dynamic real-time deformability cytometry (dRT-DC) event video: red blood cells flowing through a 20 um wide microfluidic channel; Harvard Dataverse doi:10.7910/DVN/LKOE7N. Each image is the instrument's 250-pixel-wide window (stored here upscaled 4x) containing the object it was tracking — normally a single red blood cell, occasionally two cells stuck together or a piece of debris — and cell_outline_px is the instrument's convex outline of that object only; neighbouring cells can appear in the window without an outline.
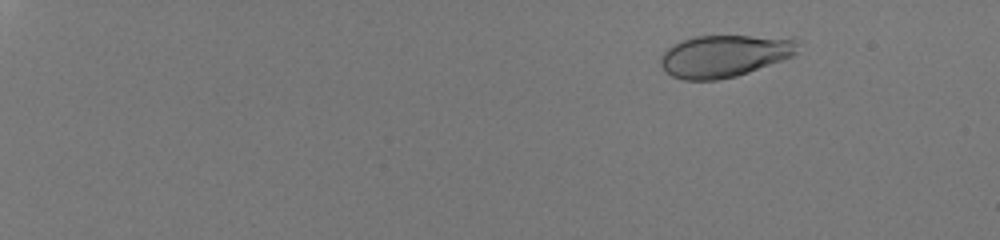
{"species": "human", "species_latin": "Homo sapiens", "temperature_condition": "room temperature", "stored_images_in_passage": 50, "camera_frame_rate_fps": 3000, "um_per_image_px": 0.085, "donor": {"sex": "male"}, "frame": {"image": 1, "passage_image": 2, "time_ms": 0.333, "image_size_px": [1000, 240], "cell_outline_px": [[768, 60], [744, 72], [732, 76], [700, 80], [696, 80], [676, 76], [672, 72], [664, 60], [668, 52], [680, 44], [692, 40], [708, 36], [740, 36], [764, 40]], "centroid_in_image_um": [60.86, 4.85], "position_along_channel_um": 24.1, "area_um2": 25.26}}
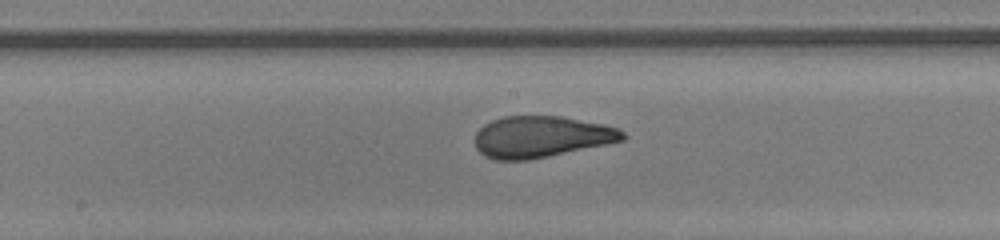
{"frame": {"image": 2, "passage_image": 29, "time_ms": 9.333, "image_size_px": [1000, 240], "cell_outline_px": [[624, 136], [616, 140], [540, 156], [492, 156], [484, 152], [476, 144], [476, 136], [488, 124], [500, 120], [520, 116], [544, 116], [592, 124], [612, 128], [620, 132]], "centroid_in_image_um": [45.95, 11.58], "position_along_channel_um": 202.3, "area_um2": 30.58}}
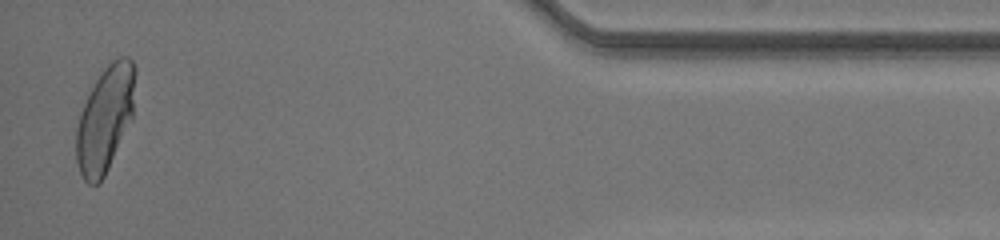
{"frame": {"image": 3, "passage_image": 49, "time_ms": 16.0, "image_size_px": [1000, 240], "cell_outline_px": [[132, 104], [108, 164], [100, 180], [96, 184], [84, 176], [80, 168], [80, 120], [84, 108], [96, 84], [104, 72], [112, 64], [132, 64]], "centroid_in_image_um": [8.9, 10.17], "position_along_channel_um": 426.3, "area_um2": 29.71}, "authors_computed_cell_mechanics": {"area_um2": 30.5762, "velocity_mm_per_s": 4.0911, "shape_relaxation_time_tau1_ms": 5.4746, "shape_relaxation_time_tau2_ms": null, "deformation_change_tau1": 0.2231, "deformation_change_tau2": null}}